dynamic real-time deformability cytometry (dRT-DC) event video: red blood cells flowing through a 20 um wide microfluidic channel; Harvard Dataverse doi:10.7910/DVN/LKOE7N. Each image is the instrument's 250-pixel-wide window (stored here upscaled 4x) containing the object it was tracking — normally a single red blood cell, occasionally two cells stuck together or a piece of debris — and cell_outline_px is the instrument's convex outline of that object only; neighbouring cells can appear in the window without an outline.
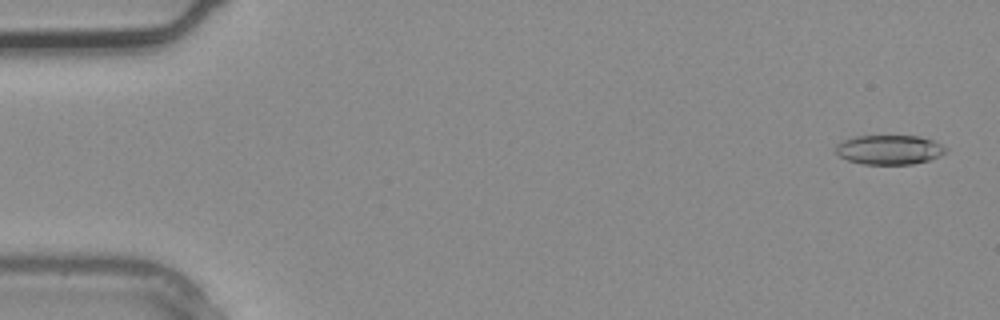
{"species": "common noctule bat (a hibernating species)", "species_latin": "Nyctalus noctula", "temperature_condition": "warm", "stored_images_in_passage": 4, "camera_frame_rate_fps": 3000, "um_per_image_px": 0.085, "animal": {"sex": "male", "body_mass_g": 20.4}, "frame": {"image": 1, "passage_image": 1, "time_ms": 0.0, "image_size_px": [1000, 320], "cell_outline_px": [[948, 152], [940, 156], [928, 160], [912, 164], [864, 164], [848, 160], [840, 156], [836, 152], [836, 144], [844, 140], [856, 136], [920, 136], [932, 140], [948, 148]], "centroid_in_image_um": [75.62, 12.72], "position_along_channel_um": 9.4, "area_um2": 18.84}}
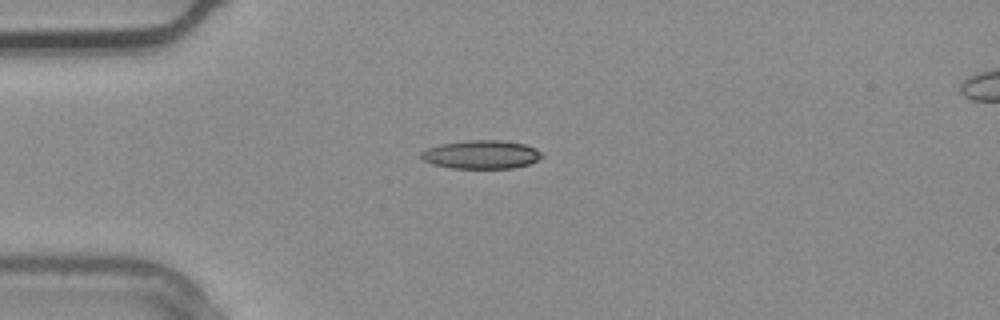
{"frame": {"image": 2, "passage_image": 3, "time_ms": 0.667, "image_size_px": [1000, 320], "cell_outline_px": [[544, 156], [528, 164], [512, 168], [452, 168], [432, 164], [420, 160], [420, 152], [428, 148], [440, 144], [468, 140], [504, 140], [524, 144], [536, 148]], "centroid_in_image_um": [40.88, 13.13], "position_along_channel_um": 44.1, "area_um2": 20.11}}